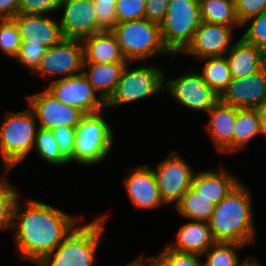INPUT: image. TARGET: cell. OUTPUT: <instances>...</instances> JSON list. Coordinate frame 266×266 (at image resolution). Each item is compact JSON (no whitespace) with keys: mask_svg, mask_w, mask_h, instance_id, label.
<instances>
[{"mask_svg":"<svg viewBox=\"0 0 266 266\" xmlns=\"http://www.w3.org/2000/svg\"><path fill=\"white\" fill-rule=\"evenodd\" d=\"M14 203L12 227L15 230L16 252L24 260L39 263L55 250L80 221L46 203L26 199V206ZM25 208V210L22 209Z\"/></svg>","mask_w":266,"mask_h":266,"instance_id":"cell-1","label":"cell"},{"mask_svg":"<svg viewBox=\"0 0 266 266\" xmlns=\"http://www.w3.org/2000/svg\"><path fill=\"white\" fill-rule=\"evenodd\" d=\"M241 183L215 205L208 221L217 242H236L247 246L257 240L251 194Z\"/></svg>","mask_w":266,"mask_h":266,"instance_id":"cell-2","label":"cell"},{"mask_svg":"<svg viewBox=\"0 0 266 266\" xmlns=\"http://www.w3.org/2000/svg\"><path fill=\"white\" fill-rule=\"evenodd\" d=\"M105 215L88 224L77 225L51 253L38 264L42 266H93L103 233Z\"/></svg>","mask_w":266,"mask_h":266,"instance_id":"cell-3","label":"cell"},{"mask_svg":"<svg viewBox=\"0 0 266 266\" xmlns=\"http://www.w3.org/2000/svg\"><path fill=\"white\" fill-rule=\"evenodd\" d=\"M0 126V155L5 173L22 162L33 149L39 127L33 111L8 112Z\"/></svg>","mask_w":266,"mask_h":266,"instance_id":"cell-4","label":"cell"},{"mask_svg":"<svg viewBox=\"0 0 266 266\" xmlns=\"http://www.w3.org/2000/svg\"><path fill=\"white\" fill-rule=\"evenodd\" d=\"M111 32L129 63L148 59L156 54L172 55L163 43L160 25L147 19L116 23Z\"/></svg>","mask_w":266,"mask_h":266,"instance_id":"cell-5","label":"cell"},{"mask_svg":"<svg viewBox=\"0 0 266 266\" xmlns=\"http://www.w3.org/2000/svg\"><path fill=\"white\" fill-rule=\"evenodd\" d=\"M100 112L85 114L76 126L73 157L69 161L93 166L102 162L109 154L114 135L110 124Z\"/></svg>","mask_w":266,"mask_h":266,"instance_id":"cell-6","label":"cell"},{"mask_svg":"<svg viewBox=\"0 0 266 266\" xmlns=\"http://www.w3.org/2000/svg\"><path fill=\"white\" fill-rule=\"evenodd\" d=\"M200 23L199 0H170L160 23L161 37L168 51L172 55L182 53Z\"/></svg>","mask_w":266,"mask_h":266,"instance_id":"cell-7","label":"cell"},{"mask_svg":"<svg viewBox=\"0 0 266 266\" xmlns=\"http://www.w3.org/2000/svg\"><path fill=\"white\" fill-rule=\"evenodd\" d=\"M126 64L115 92L106 102V108L145 99L163 90V70L143 66L129 70Z\"/></svg>","mask_w":266,"mask_h":266,"instance_id":"cell-8","label":"cell"},{"mask_svg":"<svg viewBox=\"0 0 266 266\" xmlns=\"http://www.w3.org/2000/svg\"><path fill=\"white\" fill-rule=\"evenodd\" d=\"M187 163L176 151H172L157 165V170L153 169L165 204L173 203L175 206L190 189L195 172Z\"/></svg>","mask_w":266,"mask_h":266,"instance_id":"cell-9","label":"cell"},{"mask_svg":"<svg viewBox=\"0 0 266 266\" xmlns=\"http://www.w3.org/2000/svg\"><path fill=\"white\" fill-rule=\"evenodd\" d=\"M46 90L61 103L77 107L85 114L106 109V102L97 94L83 72L55 79Z\"/></svg>","mask_w":266,"mask_h":266,"instance_id":"cell-10","label":"cell"},{"mask_svg":"<svg viewBox=\"0 0 266 266\" xmlns=\"http://www.w3.org/2000/svg\"><path fill=\"white\" fill-rule=\"evenodd\" d=\"M163 75V89L188 109L207 111L219 100V95L195 70L170 80Z\"/></svg>","mask_w":266,"mask_h":266,"instance_id":"cell-11","label":"cell"},{"mask_svg":"<svg viewBox=\"0 0 266 266\" xmlns=\"http://www.w3.org/2000/svg\"><path fill=\"white\" fill-rule=\"evenodd\" d=\"M83 45L79 39L64 38L47 48L34 75H63L62 78L76 75L83 69Z\"/></svg>","mask_w":266,"mask_h":266,"instance_id":"cell-12","label":"cell"},{"mask_svg":"<svg viewBox=\"0 0 266 266\" xmlns=\"http://www.w3.org/2000/svg\"><path fill=\"white\" fill-rule=\"evenodd\" d=\"M30 109L39 121V128L54 130L59 127H76L85 115L77 107L58 101L46 89L27 96Z\"/></svg>","mask_w":266,"mask_h":266,"instance_id":"cell-13","label":"cell"},{"mask_svg":"<svg viewBox=\"0 0 266 266\" xmlns=\"http://www.w3.org/2000/svg\"><path fill=\"white\" fill-rule=\"evenodd\" d=\"M224 104L258 109L266 103V68L243 78H233L219 96Z\"/></svg>","mask_w":266,"mask_h":266,"instance_id":"cell-14","label":"cell"},{"mask_svg":"<svg viewBox=\"0 0 266 266\" xmlns=\"http://www.w3.org/2000/svg\"><path fill=\"white\" fill-rule=\"evenodd\" d=\"M235 27L223 24H209L201 21L191 42L182 51L204 59L225 56L232 47V33Z\"/></svg>","mask_w":266,"mask_h":266,"instance_id":"cell-15","label":"cell"},{"mask_svg":"<svg viewBox=\"0 0 266 266\" xmlns=\"http://www.w3.org/2000/svg\"><path fill=\"white\" fill-rule=\"evenodd\" d=\"M60 26L65 38L82 40L94 33L103 31L97 25L93 0H61Z\"/></svg>","mask_w":266,"mask_h":266,"instance_id":"cell-16","label":"cell"},{"mask_svg":"<svg viewBox=\"0 0 266 266\" xmlns=\"http://www.w3.org/2000/svg\"><path fill=\"white\" fill-rule=\"evenodd\" d=\"M124 186L135 209H154L165 204L153 169L148 165L134 167L125 177Z\"/></svg>","mask_w":266,"mask_h":266,"instance_id":"cell-17","label":"cell"},{"mask_svg":"<svg viewBox=\"0 0 266 266\" xmlns=\"http://www.w3.org/2000/svg\"><path fill=\"white\" fill-rule=\"evenodd\" d=\"M22 41L42 44L47 48L61 42L65 37L60 23L44 14H21L12 18Z\"/></svg>","mask_w":266,"mask_h":266,"instance_id":"cell-18","label":"cell"},{"mask_svg":"<svg viewBox=\"0 0 266 266\" xmlns=\"http://www.w3.org/2000/svg\"><path fill=\"white\" fill-rule=\"evenodd\" d=\"M210 116L207 132L220 153H233V130L236 121L237 107L224 104L218 100L208 111Z\"/></svg>","mask_w":266,"mask_h":266,"instance_id":"cell-19","label":"cell"},{"mask_svg":"<svg viewBox=\"0 0 266 266\" xmlns=\"http://www.w3.org/2000/svg\"><path fill=\"white\" fill-rule=\"evenodd\" d=\"M176 242L166 245L169 249L188 254L203 255L217 241L207 222L190 221L180 226Z\"/></svg>","mask_w":266,"mask_h":266,"instance_id":"cell-20","label":"cell"},{"mask_svg":"<svg viewBox=\"0 0 266 266\" xmlns=\"http://www.w3.org/2000/svg\"><path fill=\"white\" fill-rule=\"evenodd\" d=\"M83 63L127 62L111 30H103L83 38Z\"/></svg>","mask_w":266,"mask_h":266,"instance_id":"cell-21","label":"cell"},{"mask_svg":"<svg viewBox=\"0 0 266 266\" xmlns=\"http://www.w3.org/2000/svg\"><path fill=\"white\" fill-rule=\"evenodd\" d=\"M239 182L221 165L217 172L207 170L195 173L191 187L201 196L210 199L217 205Z\"/></svg>","mask_w":266,"mask_h":266,"instance_id":"cell-22","label":"cell"},{"mask_svg":"<svg viewBox=\"0 0 266 266\" xmlns=\"http://www.w3.org/2000/svg\"><path fill=\"white\" fill-rule=\"evenodd\" d=\"M226 54L232 78H243L265 66L266 55L242 37L233 43Z\"/></svg>","mask_w":266,"mask_h":266,"instance_id":"cell-23","label":"cell"},{"mask_svg":"<svg viewBox=\"0 0 266 266\" xmlns=\"http://www.w3.org/2000/svg\"><path fill=\"white\" fill-rule=\"evenodd\" d=\"M127 63H83L82 72L98 95L107 102L115 92Z\"/></svg>","mask_w":266,"mask_h":266,"instance_id":"cell-24","label":"cell"},{"mask_svg":"<svg viewBox=\"0 0 266 266\" xmlns=\"http://www.w3.org/2000/svg\"><path fill=\"white\" fill-rule=\"evenodd\" d=\"M200 19L209 24L241 26L234 0H199Z\"/></svg>","mask_w":266,"mask_h":266,"instance_id":"cell-25","label":"cell"},{"mask_svg":"<svg viewBox=\"0 0 266 266\" xmlns=\"http://www.w3.org/2000/svg\"><path fill=\"white\" fill-rule=\"evenodd\" d=\"M175 207L180 215L189 220L208 223L215 204L190 187Z\"/></svg>","mask_w":266,"mask_h":266,"instance_id":"cell-26","label":"cell"},{"mask_svg":"<svg viewBox=\"0 0 266 266\" xmlns=\"http://www.w3.org/2000/svg\"><path fill=\"white\" fill-rule=\"evenodd\" d=\"M260 134L258 109L237 108L233 130V152L239 151Z\"/></svg>","mask_w":266,"mask_h":266,"instance_id":"cell-27","label":"cell"},{"mask_svg":"<svg viewBox=\"0 0 266 266\" xmlns=\"http://www.w3.org/2000/svg\"><path fill=\"white\" fill-rule=\"evenodd\" d=\"M205 60L201 75L202 79L220 96L231 82L232 75L226 56L208 57Z\"/></svg>","mask_w":266,"mask_h":266,"instance_id":"cell-28","label":"cell"},{"mask_svg":"<svg viewBox=\"0 0 266 266\" xmlns=\"http://www.w3.org/2000/svg\"><path fill=\"white\" fill-rule=\"evenodd\" d=\"M236 242H216L205 253V266H243L250 258L240 262L237 249L244 247Z\"/></svg>","mask_w":266,"mask_h":266,"instance_id":"cell-29","label":"cell"},{"mask_svg":"<svg viewBox=\"0 0 266 266\" xmlns=\"http://www.w3.org/2000/svg\"><path fill=\"white\" fill-rule=\"evenodd\" d=\"M33 148L46 163L52 165L69 163L60 153L55 135L50 129L38 128Z\"/></svg>","mask_w":266,"mask_h":266,"instance_id":"cell-30","label":"cell"},{"mask_svg":"<svg viewBox=\"0 0 266 266\" xmlns=\"http://www.w3.org/2000/svg\"><path fill=\"white\" fill-rule=\"evenodd\" d=\"M202 255L179 253L169 249H165L158 256L148 258L149 266H205L202 262Z\"/></svg>","mask_w":266,"mask_h":266,"instance_id":"cell-31","label":"cell"},{"mask_svg":"<svg viewBox=\"0 0 266 266\" xmlns=\"http://www.w3.org/2000/svg\"><path fill=\"white\" fill-rule=\"evenodd\" d=\"M9 181L7 177L0 175V230L11 229L13 206L20 196L18 190Z\"/></svg>","mask_w":266,"mask_h":266,"instance_id":"cell-32","label":"cell"},{"mask_svg":"<svg viewBox=\"0 0 266 266\" xmlns=\"http://www.w3.org/2000/svg\"><path fill=\"white\" fill-rule=\"evenodd\" d=\"M22 43L18 27L11 19L0 20V49L6 56L16 57Z\"/></svg>","mask_w":266,"mask_h":266,"instance_id":"cell-33","label":"cell"},{"mask_svg":"<svg viewBox=\"0 0 266 266\" xmlns=\"http://www.w3.org/2000/svg\"><path fill=\"white\" fill-rule=\"evenodd\" d=\"M249 21L251 24L246 28L241 37L266 55V11L249 18L242 27L246 26Z\"/></svg>","mask_w":266,"mask_h":266,"instance_id":"cell-34","label":"cell"},{"mask_svg":"<svg viewBox=\"0 0 266 266\" xmlns=\"http://www.w3.org/2000/svg\"><path fill=\"white\" fill-rule=\"evenodd\" d=\"M47 47L38 43H29L28 41H22L19 51L15 59L31 70V74L33 75L41 62V58L44 56Z\"/></svg>","mask_w":266,"mask_h":266,"instance_id":"cell-35","label":"cell"},{"mask_svg":"<svg viewBox=\"0 0 266 266\" xmlns=\"http://www.w3.org/2000/svg\"><path fill=\"white\" fill-rule=\"evenodd\" d=\"M146 0H117L115 5L117 23L145 19Z\"/></svg>","mask_w":266,"mask_h":266,"instance_id":"cell-36","label":"cell"},{"mask_svg":"<svg viewBox=\"0 0 266 266\" xmlns=\"http://www.w3.org/2000/svg\"><path fill=\"white\" fill-rule=\"evenodd\" d=\"M117 0H93L97 25L102 30H111L117 23L116 5Z\"/></svg>","mask_w":266,"mask_h":266,"instance_id":"cell-37","label":"cell"},{"mask_svg":"<svg viewBox=\"0 0 266 266\" xmlns=\"http://www.w3.org/2000/svg\"><path fill=\"white\" fill-rule=\"evenodd\" d=\"M76 127H59L53 131L62 156L69 162L73 157L76 138Z\"/></svg>","mask_w":266,"mask_h":266,"instance_id":"cell-38","label":"cell"},{"mask_svg":"<svg viewBox=\"0 0 266 266\" xmlns=\"http://www.w3.org/2000/svg\"><path fill=\"white\" fill-rule=\"evenodd\" d=\"M238 21L243 25L249 18L266 11V0H234Z\"/></svg>","mask_w":266,"mask_h":266,"instance_id":"cell-39","label":"cell"},{"mask_svg":"<svg viewBox=\"0 0 266 266\" xmlns=\"http://www.w3.org/2000/svg\"><path fill=\"white\" fill-rule=\"evenodd\" d=\"M61 0H20L18 13L44 14L58 11Z\"/></svg>","mask_w":266,"mask_h":266,"instance_id":"cell-40","label":"cell"},{"mask_svg":"<svg viewBox=\"0 0 266 266\" xmlns=\"http://www.w3.org/2000/svg\"><path fill=\"white\" fill-rule=\"evenodd\" d=\"M170 0H146L145 19L157 23L163 21Z\"/></svg>","mask_w":266,"mask_h":266,"instance_id":"cell-41","label":"cell"},{"mask_svg":"<svg viewBox=\"0 0 266 266\" xmlns=\"http://www.w3.org/2000/svg\"><path fill=\"white\" fill-rule=\"evenodd\" d=\"M20 0H0V20L13 18L18 14Z\"/></svg>","mask_w":266,"mask_h":266,"instance_id":"cell-42","label":"cell"},{"mask_svg":"<svg viewBox=\"0 0 266 266\" xmlns=\"http://www.w3.org/2000/svg\"><path fill=\"white\" fill-rule=\"evenodd\" d=\"M260 135L266 136V103L258 108Z\"/></svg>","mask_w":266,"mask_h":266,"instance_id":"cell-43","label":"cell"},{"mask_svg":"<svg viewBox=\"0 0 266 266\" xmlns=\"http://www.w3.org/2000/svg\"><path fill=\"white\" fill-rule=\"evenodd\" d=\"M143 255L138 256V258H135L134 261H131L129 264H126V266H145L146 265V260Z\"/></svg>","mask_w":266,"mask_h":266,"instance_id":"cell-44","label":"cell"},{"mask_svg":"<svg viewBox=\"0 0 266 266\" xmlns=\"http://www.w3.org/2000/svg\"><path fill=\"white\" fill-rule=\"evenodd\" d=\"M243 266H261L256 258L250 257Z\"/></svg>","mask_w":266,"mask_h":266,"instance_id":"cell-45","label":"cell"}]
</instances>
